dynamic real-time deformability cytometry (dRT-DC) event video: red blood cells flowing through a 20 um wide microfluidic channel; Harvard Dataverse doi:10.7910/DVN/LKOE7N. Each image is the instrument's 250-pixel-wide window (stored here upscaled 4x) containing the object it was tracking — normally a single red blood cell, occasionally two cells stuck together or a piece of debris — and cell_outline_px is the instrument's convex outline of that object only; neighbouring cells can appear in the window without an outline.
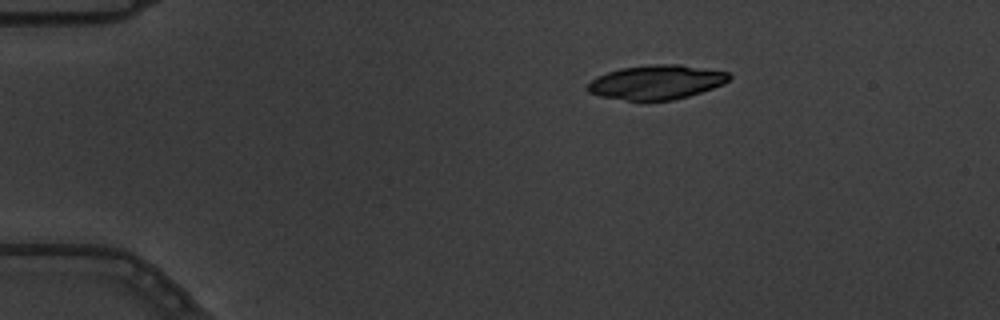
{"species": "common noctule bat (a hibernating species)", "species_latin": "Nyctalus noctula", "temperature_condition": "warm", "stored_images_in_passage": 3, "camera_frame_rate_fps": 3000, "um_per_image_px": 0.085, "animal": {"sex": "male", "body_mass_g": 19.5, "forearm_length_mm": 54.6}, "frame": {"image": 1, "passage_image": 1, "time_ms": 0.0, "image_size_px": [1000, 320], "cell_outline_px": [[732, 76], [724, 84], [688, 96], [672, 100], [628, 100], [600, 96], [588, 92], [588, 84], [596, 76], [620, 68], [652, 64], [680, 64], [728, 72]], "centroid_in_image_um": [55.8, 6.97], "position_along_channel_um": 29.2, "area_um2": 28.09}}